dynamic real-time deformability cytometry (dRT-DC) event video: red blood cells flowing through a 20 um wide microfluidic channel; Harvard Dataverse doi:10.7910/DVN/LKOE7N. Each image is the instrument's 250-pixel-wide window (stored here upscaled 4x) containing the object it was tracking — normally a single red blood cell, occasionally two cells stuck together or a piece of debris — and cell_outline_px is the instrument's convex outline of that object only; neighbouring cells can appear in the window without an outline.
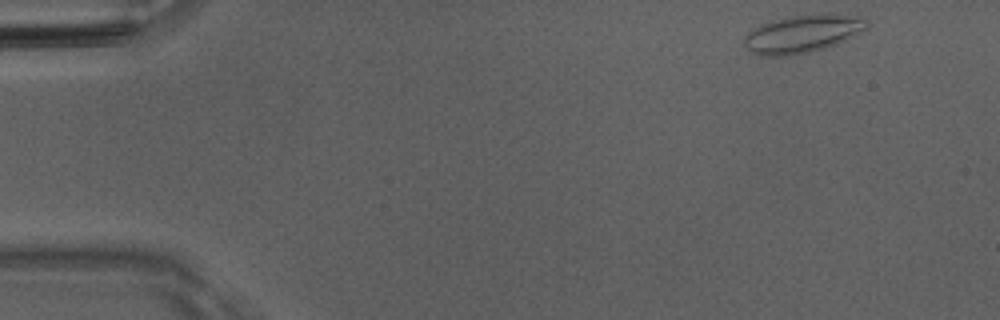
{"species": "Egyptian fruit bat (a non-hibernating species)", "species_latin": "Rousettus aegyptiacus", "temperature_condition": "room temperature", "stored_images_in_passage": 48, "camera_frame_rate_fps": 3000, "um_per_image_px": 0.085, "animal": {"sex": "male"}, "frame": {"image": 1, "passage_image": 1, "time_ms": 0.0, "image_size_px": [1000, 320], "cell_outline_px": [[868, 28], [836, 44], [812, 52], [792, 56], [760, 56], [752, 52], [744, 44], [744, 40], [748, 32], [760, 24], [772, 20], [792, 16], [820, 12], [856, 16], [868, 20]], "centroid_in_image_um": [68.22, 2.87], "position_along_channel_um": 16.8, "area_um2": 27.28}}
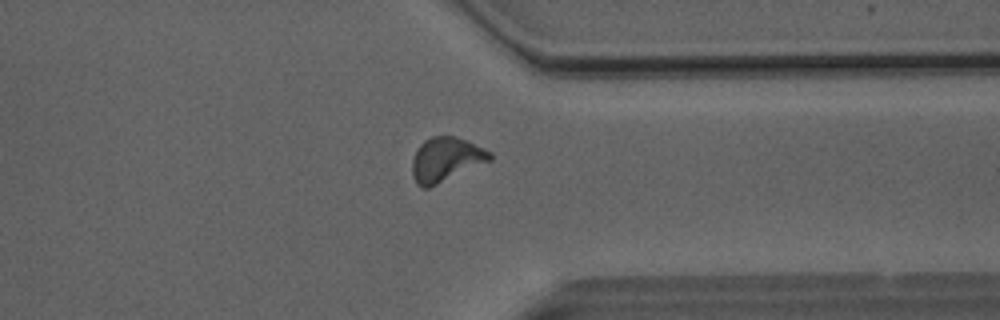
{"frame": {"image": 2, "passage_image": 36, "time_ms": 11.667, "image_size_px": [1000, 320], "cell_outline_px": [[492, 160], [428, 188], [424, 188], [416, 184], [412, 176], [412, 160], [416, 148], [424, 140], [432, 136], [456, 136], [468, 140], [492, 152]], "centroid_in_image_um": [37.89, 13.54], "position_along_channel_um": 373.5, "area_um2": 20.23}}
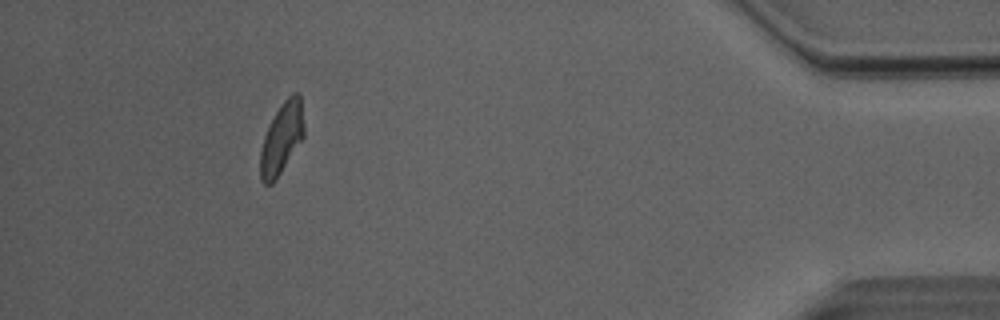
{"frame": {"image": 3, "passage_image": 43, "time_ms": 14.0, "image_size_px": [1000, 320], "cell_outline_px": [[304, 136], [272, 184], [264, 184], [260, 180], [260, 152], [264, 136], [276, 112], [284, 100], [292, 92], [296, 92], [300, 96], [304, 124]], "centroid_in_image_um": [23.94, 11.75], "position_along_channel_um": 411.3, "area_um2": 17.74}, "authors_computed_cell_mechanics": {"area_um2": 18.9584, "velocity_mm_per_s": 4.0399, "shape_relaxation_time_tau1_ms": 6.9394, "shape_relaxation_time_tau2_ms": 1.8479, "deformation_change_tau1": 0.1663, "deformation_change_tau2": 0.103}}